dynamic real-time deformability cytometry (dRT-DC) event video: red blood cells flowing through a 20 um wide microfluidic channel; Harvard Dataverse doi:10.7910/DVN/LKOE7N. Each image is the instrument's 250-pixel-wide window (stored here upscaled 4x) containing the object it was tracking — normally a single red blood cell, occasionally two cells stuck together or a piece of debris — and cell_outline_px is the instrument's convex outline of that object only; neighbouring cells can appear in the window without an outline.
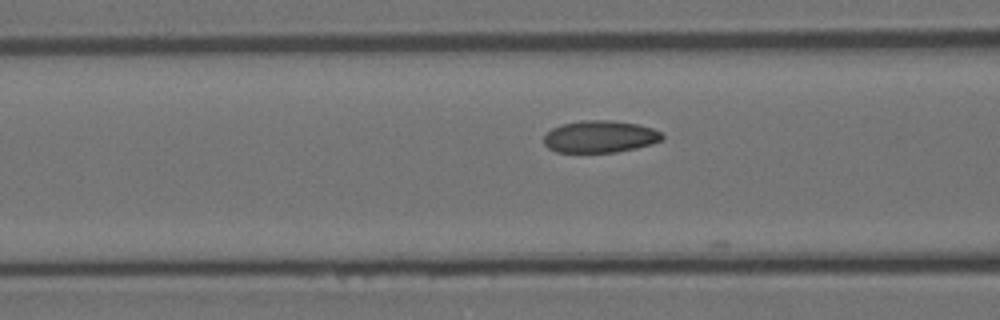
{"species": "Egyptian fruit bat (a non-hibernating species)", "species_latin": "Rousettus aegyptiacus", "temperature_condition": "room temperature", "stored_images_in_passage": 20, "camera_frame_rate_fps": 3000, "um_per_image_px": 0.085, "animal": {"sex": "female"}, "frame": {"image": 1, "passage_image": 19, "time_ms": 6.0, "image_size_px": [1000, 320], "cell_outline_px": [[664, 140], [652, 144], [636, 148], [616, 152], [556, 152], [548, 148], [544, 144], [544, 136], [552, 128], [560, 124], [580, 120], [608, 120], [636, 124], [652, 128], [660, 132], [664, 136]], "centroid_in_image_um": [50.99, 11.61], "position_along_channel_um": 115.6, "area_um2": 22.2}}